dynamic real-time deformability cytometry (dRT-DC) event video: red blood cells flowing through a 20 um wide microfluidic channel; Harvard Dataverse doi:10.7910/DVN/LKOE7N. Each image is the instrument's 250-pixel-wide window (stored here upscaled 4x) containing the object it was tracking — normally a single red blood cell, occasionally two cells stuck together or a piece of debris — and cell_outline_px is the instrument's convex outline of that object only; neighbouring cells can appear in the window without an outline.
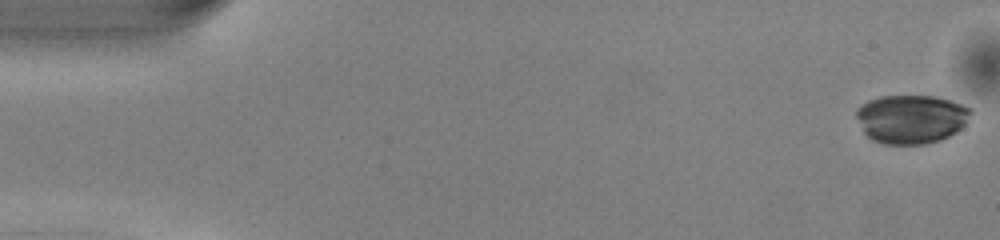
{"species": "common noctule bat (a hibernating species)", "species_latin": "Nyctalus noctula", "temperature_condition": "warm", "stored_images_in_passage": 50, "camera_frame_rate_fps": 3000, "um_per_image_px": 0.085, "animal": {"sex": "male", "body_mass_g": 13.0, "forearm_length_mm": 53.1}, "frame": {"image": 1, "passage_image": 1, "time_ms": 0.0, "image_size_px": [1000, 240], "cell_outline_px": [[972, 112], [964, 124], [956, 132], [940, 140], [924, 144], [884, 144], [872, 140], [864, 132], [856, 116], [856, 108], [868, 100], [880, 96], [936, 96], [972, 108]], "centroid_in_image_um": [77.43, 10.11], "position_along_channel_um": 7.6, "area_um2": 32.43}}
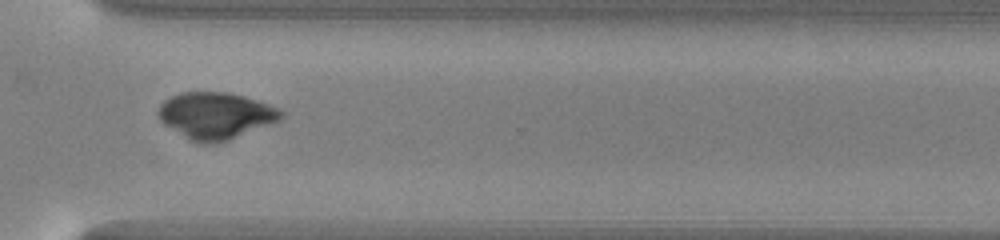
{"frame": {"image": 2, "passage_image": 37, "time_ms": 12.0, "image_size_px": [1000, 240], "cell_outline_px": [[284, 116], [280, 120], [228, 140], [216, 144], [200, 144], [188, 140], [164, 124], [160, 120], [156, 112], [160, 104], [164, 100], [180, 92], [228, 92], [244, 96], [280, 108], [284, 112]], "centroid_in_image_um": [18.31, 9.83], "position_along_channel_um": 352.3, "area_um2": 33.64}}
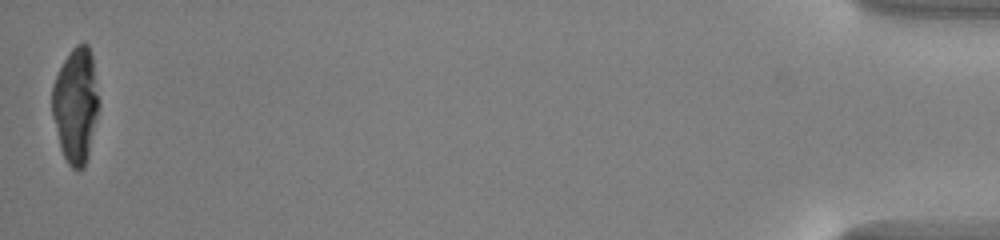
{"frame": {"image": 3, "passage_image": 50, "time_ms": 16.333, "image_size_px": [1000, 240], "cell_outline_px": [[100, 104], [88, 156], [84, 168], [80, 172], [76, 172], [68, 164], [60, 148], [52, 116], [52, 84], [64, 60], [72, 48], [76, 44], [88, 44], [92, 56], [100, 100]], "centroid_in_image_um": [6.45, 8.97], "position_along_channel_um": 428.8, "area_um2": 31.73}}